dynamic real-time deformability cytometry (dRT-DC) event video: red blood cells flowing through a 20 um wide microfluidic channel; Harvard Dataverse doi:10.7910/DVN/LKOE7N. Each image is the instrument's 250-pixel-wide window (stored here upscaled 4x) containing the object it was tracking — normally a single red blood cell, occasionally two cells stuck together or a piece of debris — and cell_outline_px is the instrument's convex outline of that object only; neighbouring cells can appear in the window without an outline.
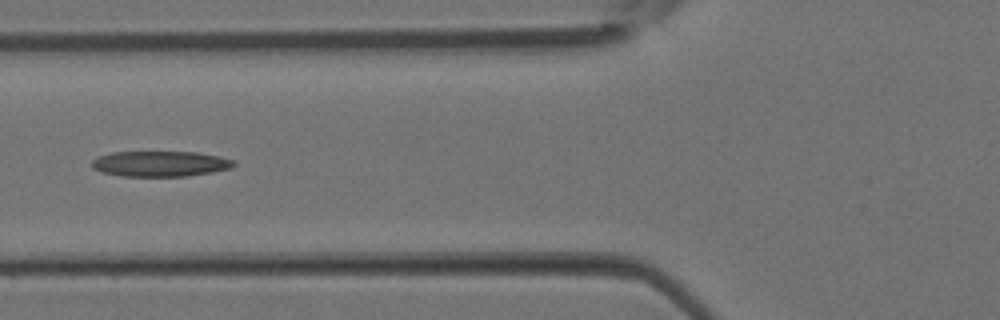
{"species": "Egyptian fruit bat (a non-hibernating species)", "species_latin": "Rousettus aegyptiacus", "temperature_condition": "room temperature", "stored_images_in_passage": 5, "camera_frame_rate_fps": 3000, "um_per_image_px": 0.085, "animal": {"sex": "female"}, "frame": {"image": 1, "passage_image": 5, "time_ms": 1.333, "image_size_px": [1000, 320], "cell_outline_px": [[236, 164], [232, 168], [212, 172], [188, 176], [120, 176], [100, 172], [92, 168], [92, 160], [96, 156], [112, 152], [196, 152], [236, 160]], "centroid_in_image_um": [13.6, 13.92], "position_along_channel_um": 112.2, "area_um2": 21.27}}